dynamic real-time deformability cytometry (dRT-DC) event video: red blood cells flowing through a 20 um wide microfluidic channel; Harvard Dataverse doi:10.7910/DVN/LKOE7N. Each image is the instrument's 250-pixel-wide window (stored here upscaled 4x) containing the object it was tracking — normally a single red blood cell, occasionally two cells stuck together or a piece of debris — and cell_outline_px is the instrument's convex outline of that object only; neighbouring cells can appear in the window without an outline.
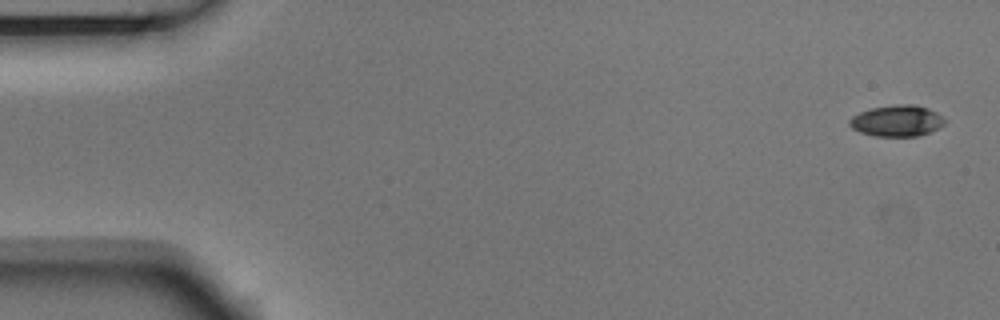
{"species": "Egyptian fruit bat (a non-hibernating species)", "species_latin": "Rousettus aegyptiacus", "temperature_condition": "room temperature", "stored_images_in_passage": 4, "camera_frame_rate_fps": 3000, "um_per_image_px": 0.085, "animal": {"sex": "male"}, "frame": {"image": 1, "passage_image": 1, "time_ms": 0.0, "image_size_px": [1000, 320], "cell_outline_px": [[948, 120], [940, 128], [916, 136], [876, 136], [860, 132], [852, 128], [848, 124], [848, 120], [852, 116], [860, 112], [872, 108], [896, 104], [916, 104], [928, 108], [944, 116]], "centroid_in_image_um": [76.27, 10.26], "position_along_channel_um": 8.7, "area_um2": 17.51}}
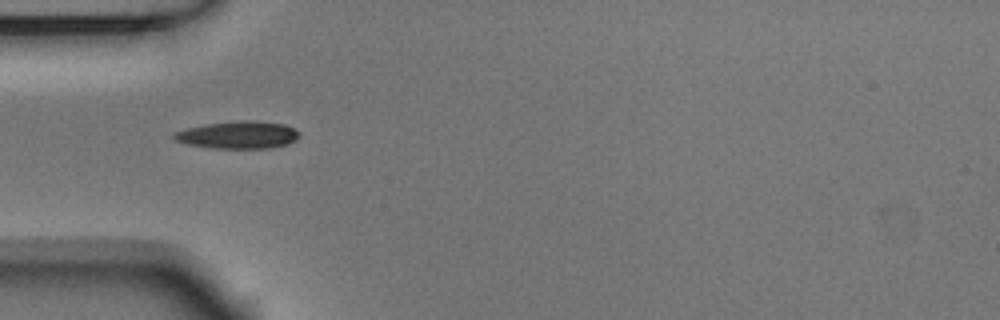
{"frame": {"image": 2, "passage_image": 3, "time_ms": 0.667, "image_size_px": [1000, 320], "cell_outline_px": [[300, 136], [296, 140], [288, 144], [272, 148], [212, 148], [188, 144], [176, 140], [172, 136], [172, 132], [204, 124], [240, 120], [252, 120], [284, 124], [300, 132]], "centroid_in_image_um": [20.25, 11.46], "position_along_channel_um": 64.7, "area_um2": 20.11}}
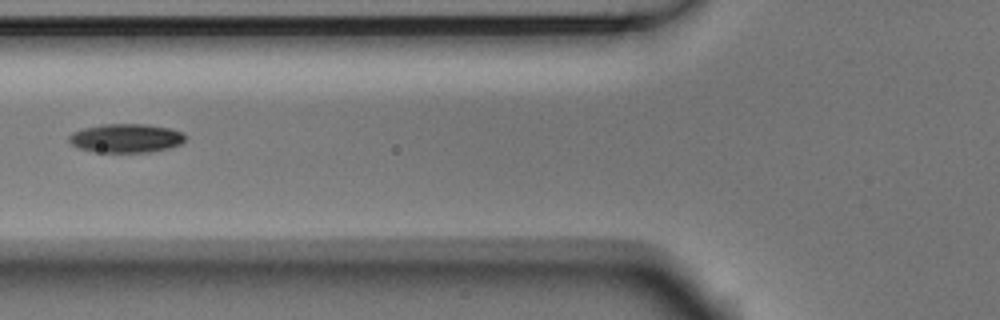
{"frame": {"image": 3, "passage_image": 4, "time_ms": 1.0, "image_size_px": [1000, 320], "cell_outline_px": [[188, 136], [180, 144], [168, 148], [148, 152], [92, 152], [76, 148], [68, 140], [68, 136], [72, 132], [84, 128], [100, 124], [148, 124], [168, 128], [184, 132]], "centroid_in_image_um": [10.69, 11.74], "position_along_channel_um": 115.1, "area_um2": 19.77}}